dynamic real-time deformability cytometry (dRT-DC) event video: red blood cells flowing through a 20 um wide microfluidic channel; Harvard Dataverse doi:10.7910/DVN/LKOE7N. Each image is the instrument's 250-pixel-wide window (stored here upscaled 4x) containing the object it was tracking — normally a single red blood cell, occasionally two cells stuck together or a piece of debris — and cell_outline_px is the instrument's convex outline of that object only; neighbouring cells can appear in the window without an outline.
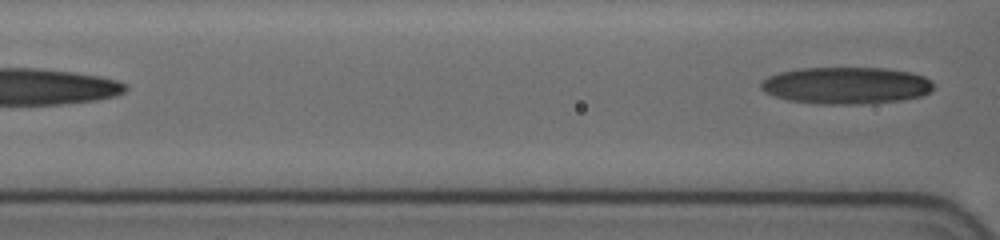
{"species": "human", "species_latin": "Homo sapiens", "temperature_condition": "cold", "stored_images_in_passage": 14, "camera_frame_rate_fps": 3000, "um_per_image_px": 0.085, "donor": {"sex": "female"}, "frame": {"image": 1, "passage_image": 14, "time_ms": 8.667, "image_size_px": [1000, 240], "cell_outline_px": [[932, 88], [928, 92], [920, 96], [896, 100], [856, 104], [828, 104], [788, 100], [764, 92], [760, 88], [760, 84], [768, 76], [780, 72], [800, 68], [884, 68], [912, 72], [924, 76], [932, 84]], "centroid_in_image_um": [71.88, 7.25], "position_along_channel_um": 94.7, "area_um2": 36.65}}